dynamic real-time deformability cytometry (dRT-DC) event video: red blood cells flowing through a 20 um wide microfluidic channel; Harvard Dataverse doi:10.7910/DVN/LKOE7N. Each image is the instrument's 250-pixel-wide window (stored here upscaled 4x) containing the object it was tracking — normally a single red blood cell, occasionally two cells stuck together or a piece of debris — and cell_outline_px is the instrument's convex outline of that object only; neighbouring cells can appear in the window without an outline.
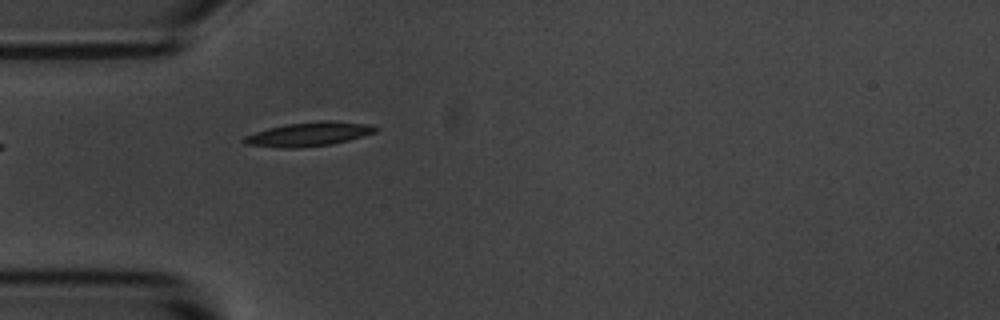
{"species": "common noctule bat (a hibernating species)", "species_latin": "Nyctalus noctula", "temperature_condition": "room temperature", "stored_images_in_passage": 4, "camera_frame_rate_fps": 3000, "um_per_image_px": 0.085, "animal": {"sex": "male", "body_mass_g": 20.1, "forearm_length_mm": 53.5}, "frame": {"image": 1, "passage_image": 4, "time_ms": 4.333, "image_size_px": [1000, 320], "cell_outline_px": [[380, 128], [376, 132], [348, 140], [332, 144], [296, 148], [276, 148], [244, 144], [244, 136], [268, 128], [284, 124], [324, 120], [328, 120], [372, 124]], "centroid_in_image_um": [26.27, 11.4], "position_along_channel_um": 58.7, "area_um2": 18.55}}